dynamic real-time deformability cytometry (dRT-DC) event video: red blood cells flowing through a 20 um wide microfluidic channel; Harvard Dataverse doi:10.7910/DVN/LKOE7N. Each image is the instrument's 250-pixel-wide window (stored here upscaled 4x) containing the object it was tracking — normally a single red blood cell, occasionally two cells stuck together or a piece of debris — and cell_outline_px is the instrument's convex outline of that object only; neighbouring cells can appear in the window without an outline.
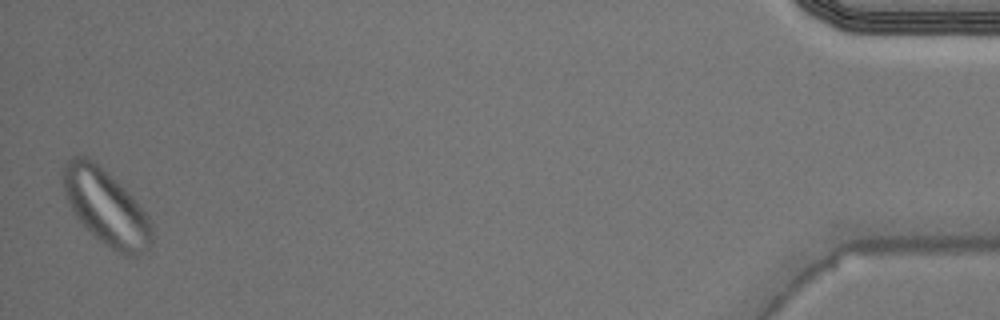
{"species": "Egyptian fruit bat (a non-hibernating species)", "species_latin": "Rousettus aegyptiacus", "temperature_condition": "warm", "stored_images_in_passage": 41, "camera_frame_rate_fps": 3000, "um_per_image_px": 0.085, "animal": {"sex": "male"}, "frame": {"image": 1, "passage_image": 41, "time_ms": 13.333, "image_size_px": [1000, 320], "cell_outline_px": [[152, 244], [144, 252], [136, 256], [124, 256], [116, 252], [104, 244], [76, 216], [68, 200], [60, 176], [64, 164], [68, 160], [76, 156], [88, 156], [112, 176], [132, 196], [148, 216], [152, 228]], "centroid_in_image_um": [9.02, 17.61], "position_along_channel_um": 426.2, "area_um2": 38.67}}